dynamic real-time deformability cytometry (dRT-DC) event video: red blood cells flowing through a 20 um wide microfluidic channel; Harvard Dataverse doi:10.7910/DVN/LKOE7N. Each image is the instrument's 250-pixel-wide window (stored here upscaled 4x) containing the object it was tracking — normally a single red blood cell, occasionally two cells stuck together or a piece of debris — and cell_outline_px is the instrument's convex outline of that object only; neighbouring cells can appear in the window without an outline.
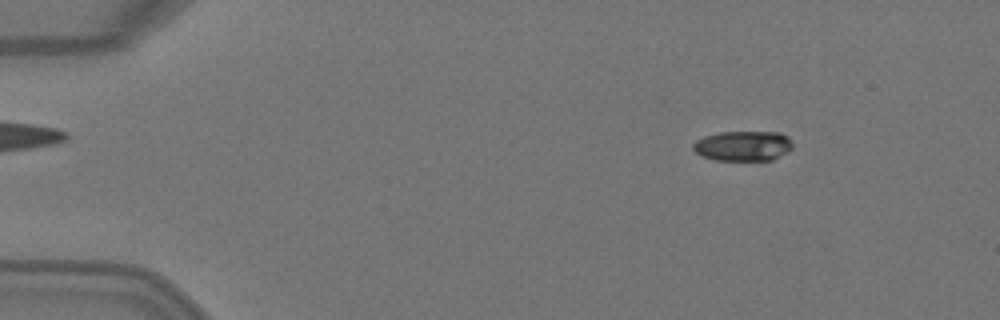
{"species": "Egyptian fruit bat (a non-hibernating species)", "species_latin": "Rousettus aegyptiacus", "temperature_condition": "warm", "stored_images_in_passage": 5, "camera_frame_rate_fps": 3000, "um_per_image_px": 0.085, "animal": {"sex": "female"}, "frame": {"image": 1, "passage_image": 3, "time_ms": 0.667, "image_size_px": [1000, 320], "cell_outline_px": [[792, 148], [788, 152], [772, 160], [716, 160], [700, 156], [692, 148], [692, 144], [696, 140], [704, 136], [720, 132], [780, 132], [788, 136], [792, 140]], "centroid_in_image_um": [63.17, 12.4], "position_along_channel_um": 21.8, "area_um2": 17.63}}